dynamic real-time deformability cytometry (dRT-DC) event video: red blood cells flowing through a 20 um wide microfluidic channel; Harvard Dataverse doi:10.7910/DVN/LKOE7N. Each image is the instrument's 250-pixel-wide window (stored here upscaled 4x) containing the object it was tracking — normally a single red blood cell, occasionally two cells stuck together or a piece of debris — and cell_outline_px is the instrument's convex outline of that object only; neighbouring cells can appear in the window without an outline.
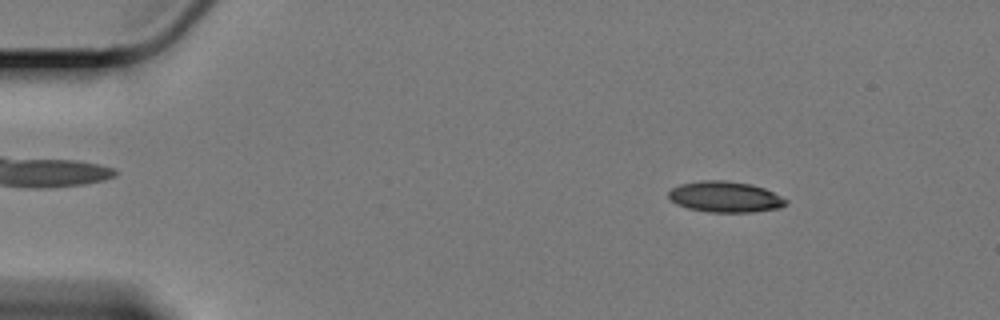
{"species": "Egyptian fruit bat (a non-hibernating species)", "species_latin": "Rousettus aegyptiacus", "temperature_condition": "cold", "stored_images_in_passage": 54, "camera_frame_rate_fps": 3000, "um_per_image_px": 0.085, "animal": {"sex": "female"}, "frame": {"image": 1, "passage_image": 2, "time_ms": 0.333, "image_size_px": [1000, 320], "cell_outline_px": [[788, 204], [780, 208], [752, 212], [708, 212], [688, 208], [676, 204], [668, 196], [668, 192], [672, 188], [680, 184], [704, 180], [724, 180], [752, 184], [764, 188], [788, 200]], "centroid_in_image_um": [61.65, 16.73], "position_along_channel_um": 23.4, "area_um2": 21.15}}
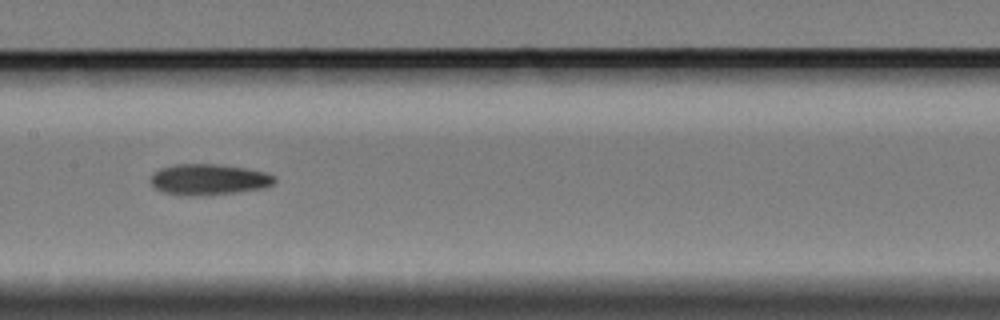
{"frame": {"image": 2, "passage_image": 24, "time_ms": 7.667, "image_size_px": [1000, 320], "cell_outline_px": [[276, 180], [272, 184], [264, 188], [240, 192], [200, 196], [164, 192], [156, 188], [152, 184], [152, 176], [160, 168], [176, 164], [216, 164], [244, 168], [264, 172], [276, 176]], "centroid_in_image_um": [17.8, 15.25], "position_along_channel_um": 189.6, "area_um2": 22.08}}
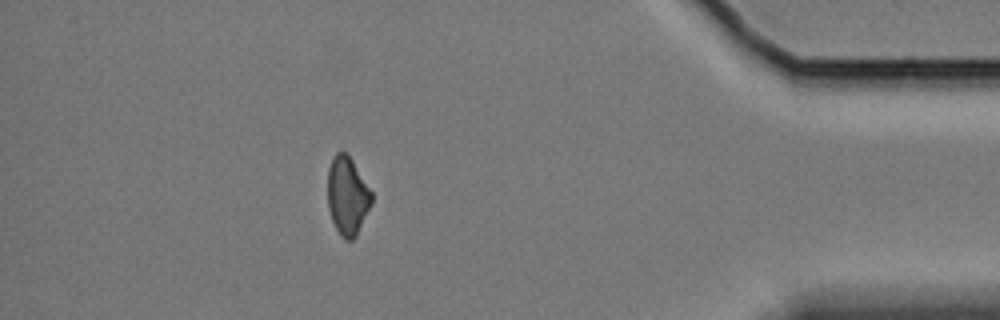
{"frame": {"image": 3, "passage_image": 47, "time_ms": 15.333, "image_size_px": [1000, 320], "cell_outline_px": [[372, 204], [356, 236], [352, 240], [344, 240], [340, 236], [332, 220], [328, 208], [328, 168], [332, 156], [336, 152], [348, 152], [372, 192]], "centroid_in_image_um": [29.53, 16.63], "position_along_channel_um": 405.7, "area_um2": 20.29}}